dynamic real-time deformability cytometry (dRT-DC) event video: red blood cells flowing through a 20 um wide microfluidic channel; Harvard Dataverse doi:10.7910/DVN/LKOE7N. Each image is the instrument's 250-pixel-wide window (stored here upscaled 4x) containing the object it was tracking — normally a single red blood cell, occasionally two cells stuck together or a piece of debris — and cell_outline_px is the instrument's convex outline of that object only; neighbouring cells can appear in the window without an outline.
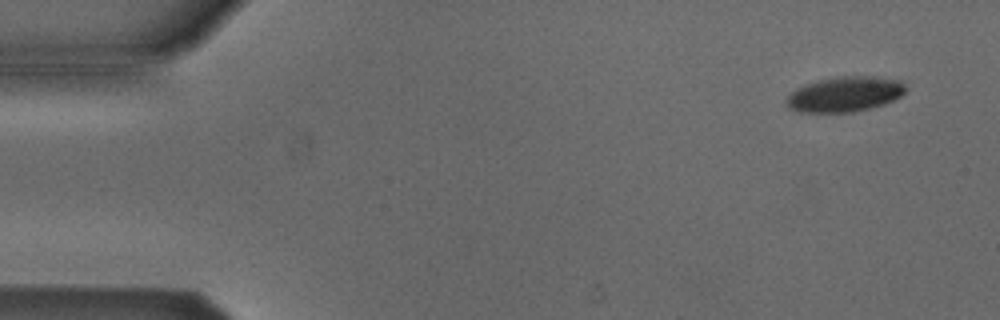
{"species": "Egyptian fruit bat (a non-hibernating species)", "species_latin": "Rousettus aegyptiacus", "temperature_condition": "cold", "stored_images_in_passage": 4, "camera_frame_rate_fps": 3000, "um_per_image_px": 0.085, "animal": {"sex": "male"}, "frame": {"image": 1, "passage_image": 1, "time_ms": 0.0, "image_size_px": [1000, 320], "cell_outline_px": [[908, 88], [900, 96], [884, 104], [852, 112], [800, 112], [788, 108], [784, 104], [784, 100], [796, 88], [804, 84], [816, 80], [840, 76], [876, 76], [900, 80]], "centroid_in_image_um": [71.78, 8.0], "position_along_channel_um": 13.2, "area_um2": 24.62}}